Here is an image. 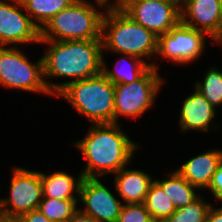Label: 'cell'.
I'll return each instance as SVG.
<instances>
[{"label":"cell","instance_id":"836d02e7","mask_svg":"<svg viewBox=\"0 0 222 222\" xmlns=\"http://www.w3.org/2000/svg\"><path fill=\"white\" fill-rule=\"evenodd\" d=\"M153 1L168 2V1H174V0H153Z\"/></svg>","mask_w":222,"mask_h":222},{"label":"cell","instance_id":"484cf974","mask_svg":"<svg viewBox=\"0 0 222 222\" xmlns=\"http://www.w3.org/2000/svg\"><path fill=\"white\" fill-rule=\"evenodd\" d=\"M213 197L222 202V164L216 169L213 174L212 181L208 187Z\"/></svg>","mask_w":222,"mask_h":222},{"label":"cell","instance_id":"ac0fdd59","mask_svg":"<svg viewBox=\"0 0 222 222\" xmlns=\"http://www.w3.org/2000/svg\"><path fill=\"white\" fill-rule=\"evenodd\" d=\"M123 61L126 62V65L123 64ZM105 63L104 57H102V74L114 85L135 82L140 79L151 67L156 69L158 68L154 62L149 63L141 58L126 54H122V57L117 60L114 69H108ZM121 63L124 67H122Z\"/></svg>","mask_w":222,"mask_h":222},{"label":"cell","instance_id":"9a60e30c","mask_svg":"<svg viewBox=\"0 0 222 222\" xmlns=\"http://www.w3.org/2000/svg\"><path fill=\"white\" fill-rule=\"evenodd\" d=\"M222 164V150H207L198 156L190 158L178 171L190 184L198 189H208L213 174Z\"/></svg>","mask_w":222,"mask_h":222},{"label":"cell","instance_id":"7402d4cb","mask_svg":"<svg viewBox=\"0 0 222 222\" xmlns=\"http://www.w3.org/2000/svg\"><path fill=\"white\" fill-rule=\"evenodd\" d=\"M195 89L202 94L212 107L222 105V70L211 67L206 71L203 81L196 82Z\"/></svg>","mask_w":222,"mask_h":222},{"label":"cell","instance_id":"3957f363","mask_svg":"<svg viewBox=\"0 0 222 222\" xmlns=\"http://www.w3.org/2000/svg\"><path fill=\"white\" fill-rule=\"evenodd\" d=\"M102 49L150 59L157 54L158 37L123 11L104 13L101 25Z\"/></svg>","mask_w":222,"mask_h":222},{"label":"cell","instance_id":"d6986e66","mask_svg":"<svg viewBox=\"0 0 222 222\" xmlns=\"http://www.w3.org/2000/svg\"><path fill=\"white\" fill-rule=\"evenodd\" d=\"M164 180H155L172 200L176 209L186 206L199 197L198 188L190 184L178 171H174Z\"/></svg>","mask_w":222,"mask_h":222},{"label":"cell","instance_id":"7c38bea8","mask_svg":"<svg viewBox=\"0 0 222 222\" xmlns=\"http://www.w3.org/2000/svg\"><path fill=\"white\" fill-rule=\"evenodd\" d=\"M79 201L82 213L93 217L97 222H117L123 202L117 199L99 178L84 177L80 187Z\"/></svg>","mask_w":222,"mask_h":222},{"label":"cell","instance_id":"7a4b0ae2","mask_svg":"<svg viewBox=\"0 0 222 222\" xmlns=\"http://www.w3.org/2000/svg\"><path fill=\"white\" fill-rule=\"evenodd\" d=\"M74 144L86 159L87 165L81 171L86 178L117 173L131 164L134 151L139 147L121 130L119 123L94 124L85 137Z\"/></svg>","mask_w":222,"mask_h":222},{"label":"cell","instance_id":"52a82bcc","mask_svg":"<svg viewBox=\"0 0 222 222\" xmlns=\"http://www.w3.org/2000/svg\"><path fill=\"white\" fill-rule=\"evenodd\" d=\"M158 69L151 67L140 79L132 83L115 85L114 123L118 117L137 118L151 109L164 84Z\"/></svg>","mask_w":222,"mask_h":222},{"label":"cell","instance_id":"e575fe53","mask_svg":"<svg viewBox=\"0 0 222 222\" xmlns=\"http://www.w3.org/2000/svg\"><path fill=\"white\" fill-rule=\"evenodd\" d=\"M152 222H166V221H163V220H153Z\"/></svg>","mask_w":222,"mask_h":222},{"label":"cell","instance_id":"6da1fadb","mask_svg":"<svg viewBox=\"0 0 222 222\" xmlns=\"http://www.w3.org/2000/svg\"><path fill=\"white\" fill-rule=\"evenodd\" d=\"M40 43H49L42 60L44 81L52 96H56L69 83L102 73L101 40H40ZM55 77L72 80L62 83L49 82L48 78Z\"/></svg>","mask_w":222,"mask_h":222},{"label":"cell","instance_id":"9c48e42d","mask_svg":"<svg viewBox=\"0 0 222 222\" xmlns=\"http://www.w3.org/2000/svg\"><path fill=\"white\" fill-rule=\"evenodd\" d=\"M10 197L0 199V212L18 217L39 208L43 197L40 172L13 168L10 180Z\"/></svg>","mask_w":222,"mask_h":222},{"label":"cell","instance_id":"30bf717a","mask_svg":"<svg viewBox=\"0 0 222 222\" xmlns=\"http://www.w3.org/2000/svg\"><path fill=\"white\" fill-rule=\"evenodd\" d=\"M123 12L157 37L181 21L180 7L175 1L126 0Z\"/></svg>","mask_w":222,"mask_h":222},{"label":"cell","instance_id":"e0dca14e","mask_svg":"<svg viewBox=\"0 0 222 222\" xmlns=\"http://www.w3.org/2000/svg\"><path fill=\"white\" fill-rule=\"evenodd\" d=\"M40 178L43 197L59 200H79L80 187L84 178L81 172L76 178L63 171H55L50 175L40 172Z\"/></svg>","mask_w":222,"mask_h":222},{"label":"cell","instance_id":"f546056e","mask_svg":"<svg viewBox=\"0 0 222 222\" xmlns=\"http://www.w3.org/2000/svg\"><path fill=\"white\" fill-rule=\"evenodd\" d=\"M66 222H97L93 217L82 213L79 209Z\"/></svg>","mask_w":222,"mask_h":222},{"label":"cell","instance_id":"44dd1931","mask_svg":"<svg viewBox=\"0 0 222 222\" xmlns=\"http://www.w3.org/2000/svg\"><path fill=\"white\" fill-rule=\"evenodd\" d=\"M144 204L152 220L165 221L176 210L172 200L155 180L149 187Z\"/></svg>","mask_w":222,"mask_h":222},{"label":"cell","instance_id":"5bb4252c","mask_svg":"<svg viewBox=\"0 0 222 222\" xmlns=\"http://www.w3.org/2000/svg\"><path fill=\"white\" fill-rule=\"evenodd\" d=\"M194 90L181 105L179 128L181 132L189 130L208 132L217 111L202 94L195 88Z\"/></svg>","mask_w":222,"mask_h":222},{"label":"cell","instance_id":"603a6c76","mask_svg":"<svg viewBox=\"0 0 222 222\" xmlns=\"http://www.w3.org/2000/svg\"><path fill=\"white\" fill-rule=\"evenodd\" d=\"M78 202L42 197L38 209L51 221L66 222L78 210Z\"/></svg>","mask_w":222,"mask_h":222},{"label":"cell","instance_id":"4dcf8cb0","mask_svg":"<svg viewBox=\"0 0 222 222\" xmlns=\"http://www.w3.org/2000/svg\"><path fill=\"white\" fill-rule=\"evenodd\" d=\"M0 222H18V219L0 212Z\"/></svg>","mask_w":222,"mask_h":222},{"label":"cell","instance_id":"1f68e13d","mask_svg":"<svg viewBox=\"0 0 222 222\" xmlns=\"http://www.w3.org/2000/svg\"><path fill=\"white\" fill-rule=\"evenodd\" d=\"M222 43V0H220V44Z\"/></svg>","mask_w":222,"mask_h":222},{"label":"cell","instance_id":"277c9868","mask_svg":"<svg viewBox=\"0 0 222 222\" xmlns=\"http://www.w3.org/2000/svg\"><path fill=\"white\" fill-rule=\"evenodd\" d=\"M56 97H64L91 123H114L115 85L102 73L66 85Z\"/></svg>","mask_w":222,"mask_h":222},{"label":"cell","instance_id":"83f0119b","mask_svg":"<svg viewBox=\"0 0 222 222\" xmlns=\"http://www.w3.org/2000/svg\"><path fill=\"white\" fill-rule=\"evenodd\" d=\"M84 2H87L86 0H81ZM109 0H95L96 4L98 7H104V13L108 12H116V11H123L126 0H116V2L113 3H108Z\"/></svg>","mask_w":222,"mask_h":222},{"label":"cell","instance_id":"ba28073f","mask_svg":"<svg viewBox=\"0 0 222 222\" xmlns=\"http://www.w3.org/2000/svg\"><path fill=\"white\" fill-rule=\"evenodd\" d=\"M206 33L184 25L181 21L169 32L158 36L157 54L171 63L189 64L205 50Z\"/></svg>","mask_w":222,"mask_h":222},{"label":"cell","instance_id":"4316f807","mask_svg":"<svg viewBox=\"0 0 222 222\" xmlns=\"http://www.w3.org/2000/svg\"><path fill=\"white\" fill-rule=\"evenodd\" d=\"M17 219L18 222H55L49 220L39 209L23 213Z\"/></svg>","mask_w":222,"mask_h":222},{"label":"cell","instance_id":"d6a6232c","mask_svg":"<svg viewBox=\"0 0 222 222\" xmlns=\"http://www.w3.org/2000/svg\"><path fill=\"white\" fill-rule=\"evenodd\" d=\"M175 3L181 7L182 5H184L188 0H174Z\"/></svg>","mask_w":222,"mask_h":222},{"label":"cell","instance_id":"5b68a950","mask_svg":"<svg viewBox=\"0 0 222 222\" xmlns=\"http://www.w3.org/2000/svg\"><path fill=\"white\" fill-rule=\"evenodd\" d=\"M92 4L75 0L46 23L40 30V40H101L104 12Z\"/></svg>","mask_w":222,"mask_h":222},{"label":"cell","instance_id":"4fadbf2b","mask_svg":"<svg viewBox=\"0 0 222 222\" xmlns=\"http://www.w3.org/2000/svg\"><path fill=\"white\" fill-rule=\"evenodd\" d=\"M181 22L220 44V0H188L180 7Z\"/></svg>","mask_w":222,"mask_h":222},{"label":"cell","instance_id":"8992f818","mask_svg":"<svg viewBox=\"0 0 222 222\" xmlns=\"http://www.w3.org/2000/svg\"><path fill=\"white\" fill-rule=\"evenodd\" d=\"M6 47L0 46V84L6 88L51 95L44 81L42 57L33 63L15 45Z\"/></svg>","mask_w":222,"mask_h":222},{"label":"cell","instance_id":"d4e9b609","mask_svg":"<svg viewBox=\"0 0 222 222\" xmlns=\"http://www.w3.org/2000/svg\"><path fill=\"white\" fill-rule=\"evenodd\" d=\"M144 203L123 204L117 222H152Z\"/></svg>","mask_w":222,"mask_h":222},{"label":"cell","instance_id":"2e32d148","mask_svg":"<svg viewBox=\"0 0 222 222\" xmlns=\"http://www.w3.org/2000/svg\"><path fill=\"white\" fill-rule=\"evenodd\" d=\"M121 168L115 176V189L122 198L123 204L144 203L152 177L142 170Z\"/></svg>","mask_w":222,"mask_h":222},{"label":"cell","instance_id":"8fae6325","mask_svg":"<svg viewBox=\"0 0 222 222\" xmlns=\"http://www.w3.org/2000/svg\"><path fill=\"white\" fill-rule=\"evenodd\" d=\"M11 1L0 0V46L40 43V29L22 12V2Z\"/></svg>","mask_w":222,"mask_h":222},{"label":"cell","instance_id":"ffe728a7","mask_svg":"<svg viewBox=\"0 0 222 222\" xmlns=\"http://www.w3.org/2000/svg\"><path fill=\"white\" fill-rule=\"evenodd\" d=\"M33 23L41 30L57 13L75 0H20ZM35 20V21H34Z\"/></svg>","mask_w":222,"mask_h":222},{"label":"cell","instance_id":"f1b7e54d","mask_svg":"<svg viewBox=\"0 0 222 222\" xmlns=\"http://www.w3.org/2000/svg\"><path fill=\"white\" fill-rule=\"evenodd\" d=\"M205 222H222V206L215 208L211 205Z\"/></svg>","mask_w":222,"mask_h":222},{"label":"cell","instance_id":"cb8c5ba5","mask_svg":"<svg viewBox=\"0 0 222 222\" xmlns=\"http://www.w3.org/2000/svg\"><path fill=\"white\" fill-rule=\"evenodd\" d=\"M201 197L202 195L186 206L176 209L165 221L205 222L212 204L205 202Z\"/></svg>","mask_w":222,"mask_h":222}]
</instances>
